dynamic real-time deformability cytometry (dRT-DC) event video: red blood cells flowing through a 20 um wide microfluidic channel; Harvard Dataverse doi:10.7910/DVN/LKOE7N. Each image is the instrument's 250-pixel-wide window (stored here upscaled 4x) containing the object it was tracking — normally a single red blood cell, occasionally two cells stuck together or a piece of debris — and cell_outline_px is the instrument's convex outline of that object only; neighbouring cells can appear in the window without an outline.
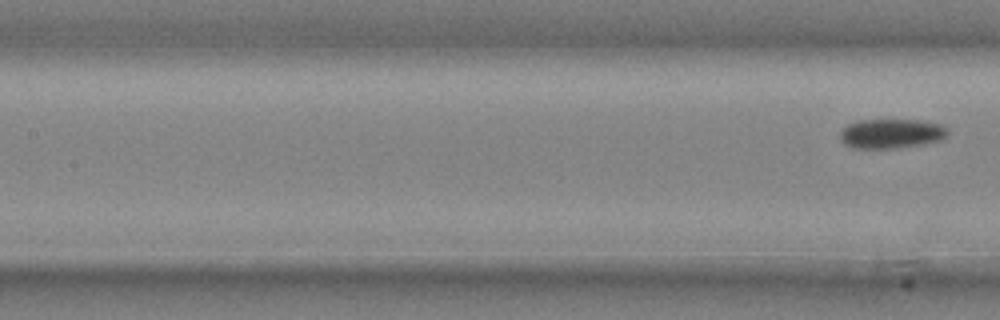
{"species": "common noctule bat (a hibernating species)", "species_latin": "Nyctalus noctula", "temperature_condition": "cold", "stored_images_in_passage": 6, "segment_of_instrument_passage": [2, 2], "camera_frame_rate_fps": 3000, "um_per_image_px": 0.085, "animal": {"sex": "male", "body_mass_g": 20.4}, "frame": {"image": 1, "passage_image": 6, "time_ms": 1.667, "image_size_px": [1000, 320], "cell_outline_px": [[948, 132], [940, 140], [924, 144], [900, 148], [852, 148], [844, 144], [840, 140], [840, 132], [848, 124], [856, 120], [916, 120], [940, 124]], "centroid_in_image_um": [75.7, 11.36], "position_along_channel_um": 131.7, "area_um2": 18.44}}